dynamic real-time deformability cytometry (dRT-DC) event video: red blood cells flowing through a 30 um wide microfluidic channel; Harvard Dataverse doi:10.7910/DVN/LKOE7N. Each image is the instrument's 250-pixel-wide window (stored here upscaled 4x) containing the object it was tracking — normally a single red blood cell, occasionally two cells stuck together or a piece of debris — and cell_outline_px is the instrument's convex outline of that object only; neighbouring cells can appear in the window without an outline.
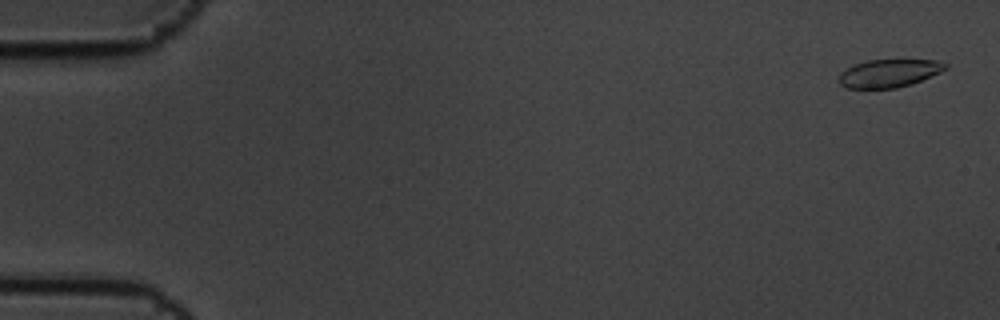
{"species": "common noctule bat (a hibernating species)", "species_latin": "Nyctalus noctula", "temperature_condition": "cold", "stored_images_in_passage": 6, "camera_frame_rate_fps": 3000, "um_per_image_px": 0.085, "animal": {"sex": "male", "body_mass_g": 19.5, "forearm_length_mm": 54.6}, "frame": {"image": 1, "passage_image": 1, "time_ms": 0.0, "image_size_px": [1000, 320], "cell_outline_px": [[948, 68], [940, 72], [912, 84], [896, 88], [848, 88], [840, 84], [840, 72], [856, 64], [868, 60], [936, 60], [948, 64]], "centroid_in_image_um": [75.6, 6.22], "position_along_channel_um": 9.4, "area_um2": 17.17}}
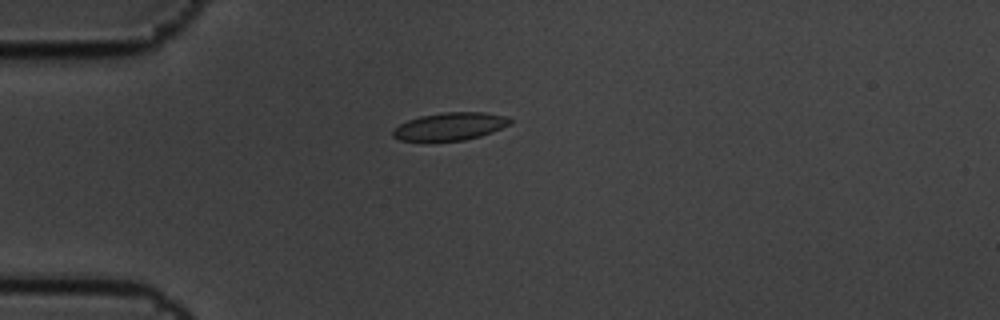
{"frame": {"image": 2, "passage_image": 5, "time_ms": 1.333, "image_size_px": [1000, 320], "cell_outline_px": [[512, 124], [492, 132], [480, 136], [464, 140], [400, 140], [392, 136], [392, 132], [400, 124], [408, 120], [420, 116], [444, 112], [484, 112], [508, 116], [512, 120]], "centroid_in_image_um": [38.31, 10.73], "position_along_channel_um": 46.7, "area_um2": 18.79}}